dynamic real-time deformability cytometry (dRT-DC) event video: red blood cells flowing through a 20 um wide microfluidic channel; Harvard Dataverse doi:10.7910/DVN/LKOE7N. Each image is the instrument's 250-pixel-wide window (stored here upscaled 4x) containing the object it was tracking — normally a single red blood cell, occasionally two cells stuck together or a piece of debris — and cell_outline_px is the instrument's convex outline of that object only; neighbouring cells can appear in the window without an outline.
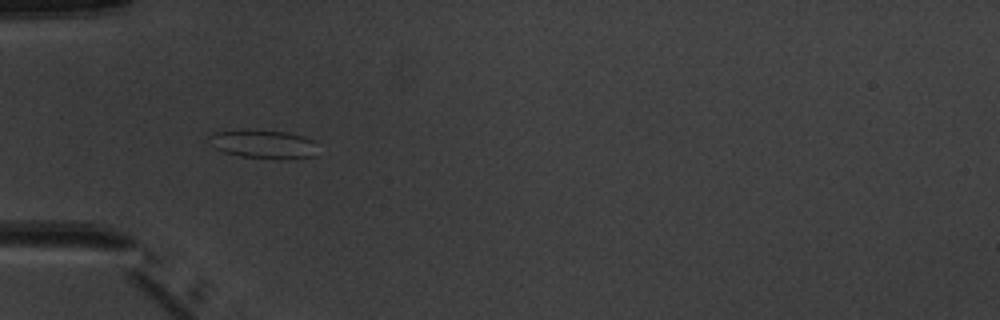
{"species": "common noctule bat (a hibernating species)", "species_latin": "Nyctalus noctula", "temperature_condition": "warm", "stored_images_in_passage": 5, "camera_frame_rate_fps": 3000, "um_per_image_px": 0.085, "animal": {"sex": "male", "body_mass_g": 20.1, "forearm_length_mm": 53.5}, "frame": {"image": 1, "passage_image": 4, "time_ms": 3.667, "image_size_px": [1000, 320], "cell_outline_px": [[316, 156], [292, 160], [280, 160], [240, 156], [224, 152], [212, 148], [208, 136], [216, 132], [244, 128], [288, 132], [304, 136], [312, 140]], "centroid_in_image_um": [22.36, 12.25], "position_along_channel_um": 62.6, "area_um2": 18.73}}
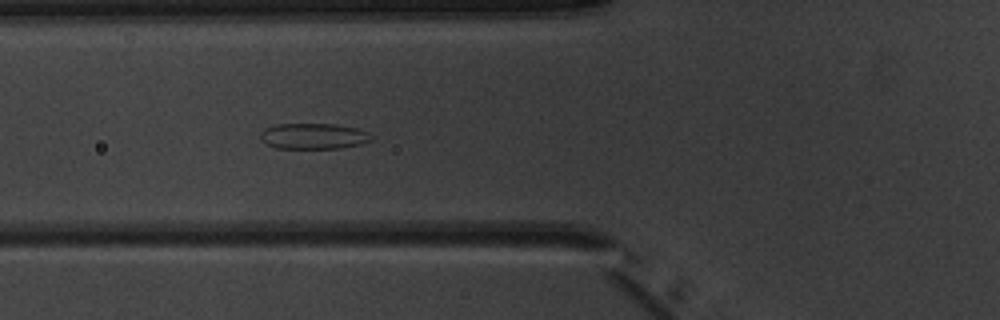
{"frame": {"image": 2, "passage_image": 5, "time_ms": 4.667, "image_size_px": [1000, 320], "cell_outline_px": [[372, 140], [360, 144], [340, 148], [276, 148], [260, 140], [260, 132], [264, 128], [276, 124], [336, 124], [356, 128], [368, 132], [372, 136]], "centroid_in_image_um": [26.63, 11.57], "position_along_channel_um": 99.2, "area_um2": 16.7}}